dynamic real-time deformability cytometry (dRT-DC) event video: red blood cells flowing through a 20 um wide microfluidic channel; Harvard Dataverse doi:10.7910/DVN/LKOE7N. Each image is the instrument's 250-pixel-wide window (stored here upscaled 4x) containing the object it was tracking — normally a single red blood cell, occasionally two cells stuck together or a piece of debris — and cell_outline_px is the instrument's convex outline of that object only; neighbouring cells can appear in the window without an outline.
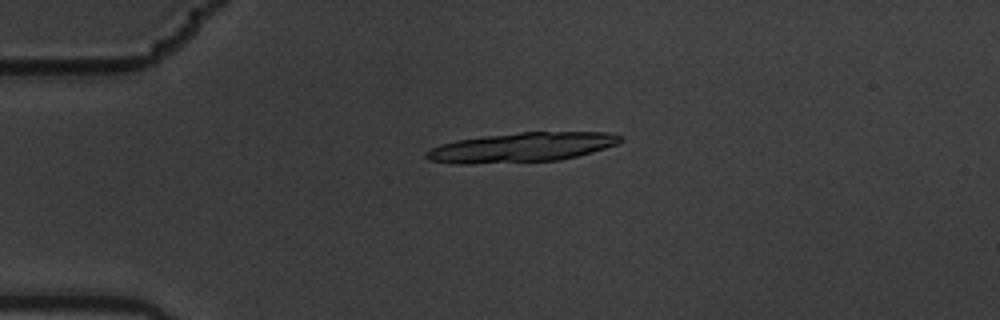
{"species": "common noctule bat (a hibernating species)", "species_latin": "Nyctalus noctula", "temperature_condition": "warm", "stored_images_in_passage": 5, "camera_frame_rate_fps": 3000, "um_per_image_px": 0.085, "animal": {"sex": "male", "body_mass_g": 19.5, "forearm_length_mm": 54.6}, "frame": {"image": 1, "passage_image": 4, "time_ms": 1.0, "image_size_px": [1000, 320], "cell_outline_px": [[624, 140], [616, 144], [592, 152], [560, 160], [472, 164], [456, 164], [428, 160], [424, 156], [424, 152], [440, 144], [456, 140], [520, 132], [608, 132], [624, 136]], "centroid_in_image_um": [44.34, 12.53], "position_along_channel_um": 40.7, "area_um2": 33.41}}